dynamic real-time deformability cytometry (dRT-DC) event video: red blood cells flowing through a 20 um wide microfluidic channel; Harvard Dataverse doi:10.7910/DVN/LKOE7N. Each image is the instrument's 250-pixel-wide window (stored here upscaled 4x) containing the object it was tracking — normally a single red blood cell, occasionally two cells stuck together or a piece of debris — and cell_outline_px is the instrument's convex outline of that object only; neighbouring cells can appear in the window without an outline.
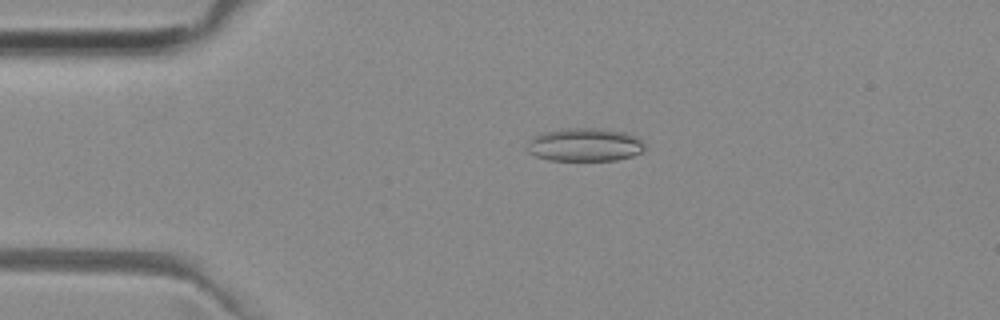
{"species": "common noctule bat (a hibernating species)", "species_latin": "Nyctalus noctula", "temperature_condition": "room temperature", "stored_images_in_passage": 51, "camera_frame_rate_fps": 3000, "um_per_image_px": 0.085, "animal": {"sex": "female", "body_mass_g": 29.2, "forearm_length_mm": 56.3}, "frame": {"image": 1, "passage_image": 10, "time_ms": 3.0, "image_size_px": [1000, 320], "cell_outline_px": [[644, 152], [632, 156], [616, 160], [548, 160], [536, 156], [528, 152], [528, 140], [544, 132], [564, 128], [604, 128], [624, 132], [636, 136], [644, 144]], "centroid_in_image_um": [49.73, 12.3], "position_along_channel_um": 35.3, "area_um2": 22.83}}
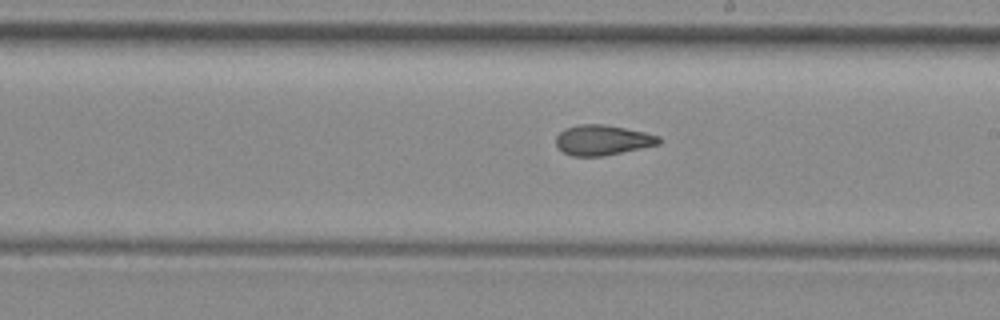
{"frame": {"image": 2, "passage_image": 28, "time_ms": 9.0, "image_size_px": [1000, 320], "cell_outline_px": [[660, 144], [604, 156], [572, 156], [564, 152], [556, 144], [556, 136], [564, 128], [580, 124], [604, 124], [644, 132], [660, 136]], "centroid_in_image_um": [51.21, 11.9], "position_along_channel_um": 237.8, "area_um2": 18.03}}
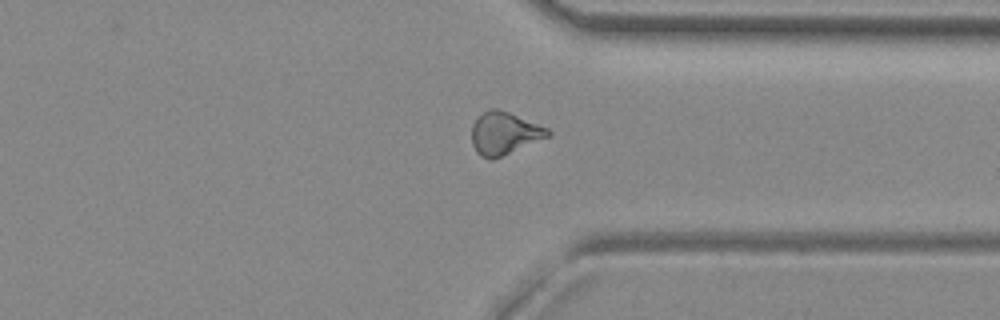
{"frame": {"image": 3, "passage_image": 38, "time_ms": 12.333, "image_size_px": [1000, 320], "cell_outline_px": [[552, 132], [548, 136], [492, 160], [488, 160], [480, 156], [476, 152], [472, 144], [472, 124], [488, 108], [496, 108], [508, 112], [548, 128]], "centroid_in_image_um": [42.83, 11.34], "position_along_channel_um": 368.6, "area_um2": 18.61}, "authors_computed_cell_mechanics": {"area_um2": 18.5538, "velocity_mm_per_s": 3.9679, "shape_relaxation_time_tau1_ms": null, "shape_relaxation_time_tau2_ms": 2.0328, "deformation_change_tau1": null, "deformation_change_tau2": 0.0958}}